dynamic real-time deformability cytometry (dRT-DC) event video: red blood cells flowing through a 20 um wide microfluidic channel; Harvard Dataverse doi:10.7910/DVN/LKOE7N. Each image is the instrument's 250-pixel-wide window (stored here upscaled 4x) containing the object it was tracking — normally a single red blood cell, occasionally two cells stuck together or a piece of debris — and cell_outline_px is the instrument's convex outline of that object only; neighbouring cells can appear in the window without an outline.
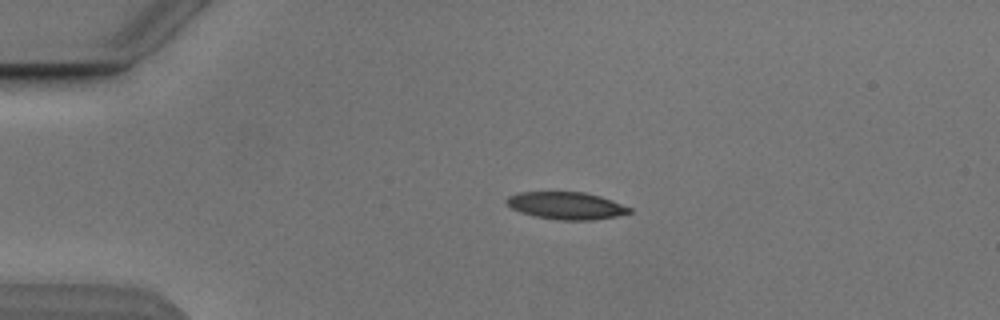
{"species": "Egyptian fruit bat (a non-hibernating species)", "species_latin": "Rousettus aegyptiacus", "temperature_condition": "cold", "stored_images_in_passage": 4, "camera_frame_rate_fps": 3000, "um_per_image_px": 0.085, "animal": {"sex": "male"}, "frame": {"image": 1, "passage_image": 3, "time_ms": 2.333, "image_size_px": [1000, 320], "cell_outline_px": [[632, 212], [616, 216], [596, 220], [556, 220], [536, 216], [520, 212], [512, 208], [504, 200], [508, 196], [520, 192], [584, 192], [600, 196], [612, 200], [632, 208]], "centroid_in_image_um": [48.15, 17.48], "position_along_channel_um": 36.9, "area_um2": 19.59}}